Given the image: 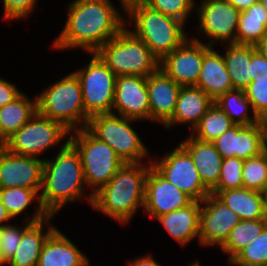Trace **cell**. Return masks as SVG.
<instances>
[{"mask_svg":"<svg viewBox=\"0 0 267 266\" xmlns=\"http://www.w3.org/2000/svg\"><path fill=\"white\" fill-rule=\"evenodd\" d=\"M190 38L159 63V68L181 86L197 84L203 62V43Z\"/></svg>","mask_w":267,"mask_h":266,"instance_id":"cell-16","label":"cell"},{"mask_svg":"<svg viewBox=\"0 0 267 266\" xmlns=\"http://www.w3.org/2000/svg\"><path fill=\"white\" fill-rule=\"evenodd\" d=\"M259 1L263 5V7L266 9V13H267V0H259Z\"/></svg>","mask_w":267,"mask_h":266,"instance_id":"cell-52","label":"cell"},{"mask_svg":"<svg viewBox=\"0 0 267 266\" xmlns=\"http://www.w3.org/2000/svg\"><path fill=\"white\" fill-rule=\"evenodd\" d=\"M43 167V157L16 155L0 146V189L24 187L40 193Z\"/></svg>","mask_w":267,"mask_h":266,"instance_id":"cell-14","label":"cell"},{"mask_svg":"<svg viewBox=\"0 0 267 266\" xmlns=\"http://www.w3.org/2000/svg\"><path fill=\"white\" fill-rule=\"evenodd\" d=\"M125 14V26L129 25L128 29L149 47L159 61L190 37L183 22L151 9L141 0L127 2Z\"/></svg>","mask_w":267,"mask_h":266,"instance_id":"cell-4","label":"cell"},{"mask_svg":"<svg viewBox=\"0 0 267 266\" xmlns=\"http://www.w3.org/2000/svg\"><path fill=\"white\" fill-rule=\"evenodd\" d=\"M95 53L116 76L148 77L159 69L160 61L127 26Z\"/></svg>","mask_w":267,"mask_h":266,"instance_id":"cell-6","label":"cell"},{"mask_svg":"<svg viewBox=\"0 0 267 266\" xmlns=\"http://www.w3.org/2000/svg\"><path fill=\"white\" fill-rule=\"evenodd\" d=\"M262 128L263 150L267 152V120H259Z\"/></svg>","mask_w":267,"mask_h":266,"instance_id":"cell-47","label":"cell"},{"mask_svg":"<svg viewBox=\"0 0 267 266\" xmlns=\"http://www.w3.org/2000/svg\"><path fill=\"white\" fill-rule=\"evenodd\" d=\"M69 143L79 153L85 183L93 195L105 186L124 164L110 145L100 141L87 128L70 132Z\"/></svg>","mask_w":267,"mask_h":266,"instance_id":"cell-7","label":"cell"},{"mask_svg":"<svg viewBox=\"0 0 267 266\" xmlns=\"http://www.w3.org/2000/svg\"><path fill=\"white\" fill-rule=\"evenodd\" d=\"M213 103L214 101L197 86H182L175 111L163 126L169 131L176 125L187 124L192 132Z\"/></svg>","mask_w":267,"mask_h":266,"instance_id":"cell-20","label":"cell"},{"mask_svg":"<svg viewBox=\"0 0 267 266\" xmlns=\"http://www.w3.org/2000/svg\"><path fill=\"white\" fill-rule=\"evenodd\" d=\"M267 37V13L260 1L240 12L236 44L258 45Z\"/></svg>","mask_w":267,"mask_h":266,"instance_id":"cell-28","label":"cell"},{"mask_svg":"<svg viewBox=\"0 0 267 266\" xmlns=\"http://www.w3.org/2000/svg\"><path fill=\"white\" fill-rule=\"evenodd\" d=\"M119 1V3H120V9H122L121 11L122 12H125V4L127 3V2H130V1H133V0H118Z\"/></svg>","mask_w":267,"mask_h":266,"instance_id":"cell-49","label":"cell"},{"mask_svg":"<svg viewBox=\"0 0 267 266\" xmlns=\"http://www.w3.org/2000/svg\"><path fill=\"white\" fill-rule=\"evenodd\" d=\"M235 124L253 125L259 122L245 90L233 89L214 101ZM250 113V114H249Z\"/></svg>","mask_w":267,"mask_h":266,"instance_id":"cell-30","label":"cell"},{"mask_svg":"<svg viewBox=\"0 0 267 266\" xmlns=\"http://www.w3.org/2000/svg\"><path fill=\"white\" fill-rule=\"evenodd\" d=\"M10 221L12 222V219L7 213L5 206L0 201V227L11 223Z\"/></svg>","mask_w":267,"mask_h":266,"instance_id":"cell-46","label":"cell"},{"mask_svg":"<svg viewBox=\"0 0 267 266\" xmlns=\"http://www.w3.org/2000/svg\"><path fill=\"white\" fill-rule=\"evenodd\" d=\"M153 10L188 24L190 15L196 9V0H141ZM187 22V23H186Z\"/></svg>","mask_w":267,"mask_h":266,"instance_id":"cell-37","label":"cell"},{"mask_svg":"<svg viewBox=\"0 0 267 266\" xmlns=\"http://www.w3.org/2000/svg\"><path fill=\"white\" fill-rule=\"evenodd\" d=\"M112 114L138 121H150L147 77H116Z\"/></svg>","mask_w":267,"mask_h":266,"instance_id":"cell-15","label":"cell"},{"mask_svg":"<svg viewBox=\"0 0 267 266\" xmlns=\"http://www.w3.org/2000/svg\"><path fill=\"white\" fill-rule=\"evenodd\" d=\"M37 112V98L22 92L16 99L0 108V146L24 126Z\"/></svg>","mask_w":267,"mask_h":266,"instance_id":"cell-26","label":"cell"},{"mask_svg":"<svg viewBox=\"0 0 267 266\" xmlns=\"http://www.w3.org/2000/svg\"><path fill=\"white\" fill-rule=\"evenodd\" d=\"M234 125L235 123L230 117L217 104L213 103L190 133L200 141L212 143Z\"/></svg>","mask_w":267,"mask_h":266,"instance_id":"cell-31","label":"cell"},{"mask_svg":"<svg viewBox=\"0 0 267 266\" xmlns=\"http://www.w3.org/2000/svg\"><path fill=\"white\" fill-rule=\"evenodd\" d=\"M155 158V159H154ZM151 166L193 201H202L211 191L203 184L190 154L180 145L164 156L151 157Z\"/></svg>","mask_w":267,"mask_h":266,"instance_id":"cell-12","label":"cell"},{"mask_svg":"<svg viewBox=\"0 0 267 266\" xmlns=\"http://www.w3.org/2000/svg\"><path fill=\"white\" fill-rule=\"evenodd\" d=\"M216 47L203 43V62L195 85L202 89L213 101L233 90L223 54L215 49Z\"/></svg>","mask_w":267,"mask_h":266,"instance_id":"cell-19","label":"cell"},{"mask_svg":"<svg viewBox=\"0 0 267 266\" xmlns=\"http://www.w3.org/2000/svg\"><path fill=\"white\" fill-rule=\"evenodd\" d=\"M128 266H162L151 254L135 257V259L128 260Z\"/></svg>","mask_w":267,"mask_h":266,"instance_id":"cell-44","label":"cell"},{"mask_svg":"<svg viewBox=\"0 0 267 266\" xmlns=\"http://www.w3.org/2000/svg\"><path fill=\"white\" fill-rule=\"evenodd\" d=\"M0 201L12 220L22 216L33 203L37 202V207H42L40 193L35 189L24 187L0 189Z\"/></svg>","mask_w":267,"mask_h":266,"instance_id":"cell-33","label":"cell"},{"mask_svg":"<svg viewBox=\"0 0 267 266\" xmlns=\"http://www.w3.org/2000/svg\"><path fill=\"white\" fill-rule=\"evenodd\" d=\"M262 128L260 123L244 125L238 131V158L247 160L263 153Z\"/></svg>","mask_w":267,"mask_h":266,"instance_id":"cell-36","label":"cell"},{"mask_svg":"<svg viewBox=\"0 0 267 266\" xmlns=\"http://www.w3.org/2000/svg\"><path fill=\"white\" fill-rule=\"evenodd\" d=\"M257 49L265 56V58L267 59V37L260 42L257 45Z\"/></svg>","mask_w":267,"mask_h":266,"instance_id":"cell-48","label":"cell"},{"mask_svg":"<svg viewBox=\"0 0 267 266\" xmlns=\"http://www.w3.org/2000/svg\"><path fill=\"white\" fill-rule=\"evenodd\" d=\"M222 203L234 211L241 220L267 219L264 195L245 187L225 191H211Z\"/></svg>","mask_w":267,"mask_h":266,"instance_id":"cell-25","label":"cell"},{"mask_svg":"<svg viewBox=\"0 0 267 266\" xmlns=\"http://www.w3.org/2000/svg\"><path fill=\"white\" fill-rule=\"evenodd\" d=\"M240 221L234 211L210 193L201 201L199 244L220 248Z\"/></svg>","mask_w":267,"mask_h":266,"instance_id":"cell-13","label":"cell"},{"mask_svg":"<svg viewBox=\"0 0 267 266\" xmlns=\"http://www.w3.org/2000/svg\"><path fill=\"white\" fill-rule=\"evenodd\" d=\"M137 121L112 113L98 114L89 118L86 128L110 145L124 163L150 162V151L131 125Z\"/></svg>","mask_w":267,"mask_h":266,"instance_id":"cell-8","label":"cell"},{"mask_svg":"<svg viewBox=\"0 0 267 266\" xmlns=\"http://www.w3.org/2000/svg\"><path fill=\"white\" fill-rule=\"evenodd\" d=\"M1 2L3 3L2 19L11 22L28 19L30 14L35 11L39 0H2Z\"/></svg>","mask_w":267,"mask_h":266,"instance_id":"cell-40","label":"cell"},{"mask_svg":"<svg viewBox=\"0 0 267 266\" xmlns=\"http://www.w3.org/2000/svg\"><path fill=\"white\" fill-rule=\"evenodd\" d=\"M192 201L187 194L150 166L145 182V202L142 209L146 215L155 220L160 215L186 207Z\"/></svg>","mask_w":267,"mask_h":266,"instance_id":"cell-17","label":"cell"},{"mask_svg":"<svg viewBox=\"0 0 267 266\" xmlns=\"http://www.w3.org/2000/svg\"><path fill=\"white\" fill-rule=\"evenodd\" d=\"M245 94L257 117H264L267 114V80L251 81Z\"/></svg>","mask_w":267,"mask_h":266,"instance_id":"cell-39","label":"cell"},{"mask_svg":"<svg viewBox=\"0 0 267 266\" xmlns=\"http://www.w3.org/2000/svg\"><path fill=\"white\" fill-rule=\"evenodd\" d=\"M223 48L233 89L245 90L252 81L251 55L257 50V46L231 43L224 44Z\"/></svg>","mask_w":267,"mask_h":266,"instance_id":"cell-27","label":"cell"},{"mask_svg":"<svg viewBox=\"0 0 267 266\" xmlns=\"http://www.w3.org/2000/svg\"><path fill=\"white\" fill-rule=\"evenodd\" d=\"M226 1L232 4L240 12H242L250 8L253 4L258 2L259 0H226Z\"/></svg>","mask_w":267,"mask_h":266,"instance_id":"cell-45","label":"cell"},{"mask_svg":"<svg viewBox=\"0 0 267 266\" xmlns=\"http://www.w3.org/2000/svg\"><path fill=\"white\" fill-rule=\"evenodd\" d=\"M5 266L6 264L4 263L2 256H1V252H0V266Z\"/></svg>","mask_w":267,"mask_h":266,"instance_id":"cell-53","label":"cell"},{"mask_svg":"<svg viewBox=\"0 0 267 266\" xmlns=\"http://www.w3.org/2000/svg\"><path fill=\"white\" fill-rule=\"evenodd\" d=\"M243 126L235 124L212 142L223 159L238 158V131Z\"/></svg>","mask_w":267,"mask_h":266,"instance_id":"cell-41","label":"cell"},{"mask_svg":"<svg viewBox=\"0 0 267 266\" xmlns=\"http://www.w3.org/2000/svg\"><path fill=\"white\" fill-rule=\"evenodd\" d=\"M32 215V216H31ZM30 217L25 215L24 226L19 224H5L0 227V252L2 259L7 264L13 257L21 241L23 232L32 224L44 220L49 215L43 207H37ZM17 225V226H16Z\"/></svg>","mask_w":267,"mask_h":266,"instance_id":"cell-32","label":"cell"},{"mask_svg":"<svg viewBox=\"0 0 267 266\" xmlns=\"http://www.w3.org/2000/svg\"><path fill=\"white\" fill-rule=\"evenodd\" d=\"M251 78L267 80V59L258 49L251 55Z\"/></svg>","mask_w":267,"mask_h":266,"instance_id":"cell-42","label":"cell"},{"mask_svg":"<svg viewBox=\"0 0 267 266\" xmlns=\"http://www.w3.org/2000/svg\"><path fill=\"white\" fill-rule=\"evenodd\" d=\"M267 266V226L262 233L243 248L228 266Z\"/></svg>","mask_w":267,"mask_h":266,"instance_id":"cell-34","label":"cell"},{"mask_svg":"<svg viewBox=\"0 0 267 266\" xmlns=\"http://www.w3.org/2000/svg\"><path fill=\"white\" fill-rule=\"evenodd\" d=\"M112 0H72L62 31L51 47L56 51L82 49L96 52L125 27V12ZM58 49V50H57Z\"/></svg>","mask_w":267,"mask_h":266,"instance_id":"cell-1","label":"cell"},{"mask_svg":"<svg viewBox=\"0 0 267 266\" xmlns=\"http://www.w3.org/2000/svg\"><path fill=\"white\" fill-rule=\"evenodd\" d=\"M69 135L70 131L60 122L44 117L36 112L2 146L16 155L40 158L51 147L54 148L57 145V147L59 145L64 147L69 142Z\"/></svg>","mask_w":267,"mask_h":266,"instance_id":"cell-9","label":"cell"},{"mask_svg":"<svg viewBox=\"0 0 267 266\" xmlns=\"http://www.w3.org/2000/svg\"><path fill=\"white\" fill-rule=\"evenodd\" d=\"M243 165L244 160L236 157L223 159L219 181L211 191H225L244 187Z\"/></svg>","mask_w":267,"mask_h":266,"instance_id":"cell-38","label":"cell"},{"mask_svg":"<svg viewBox=\"0 0 267 266\" xmlns=\"http://www.w3.org/2000/svg\"><path fill=\"white\" fill-rule=\"evenodd\" d=\"M260 120H267V114L264 117L260 118Z\"/></svg>","mask_w":267,"mask_h":266,"instance_id":"cell-54","label":"cell"},{"mask_svg":"<svg viewBox=\"0 0 267 266\" xmlns=\"http://www.w3.org/2000/svg\"><path fill=\"white\" fill-rule=\"evenodd\" d=\"M196 13L199 26L198 33L202 34L209 41H201L197 36L192 39L199 42H206L208 46L214 44H236V31L240 11L226 0H200L196 2ZM206 35V36H205Z\"/></svg>","mask_w":267,"mask_h":266,"instance_id":"cell-11","label":"cell"},{"mask_svg":"<svg viewBox=\"0 0 267 266\" xmlns=\"http://www.w3.org/2000/svg\"><path fill=\"white\" fill-rule=\"evenodd\" d=\"M89 258L58 228L47 238L37 266H87Z\"/></svg>","mask_w":267,"mask_h":266,"instance_id":"cell-23","label":"cell"},{"mask_svg":"<svg viewBox=\"0 0 267 266\" xmlns=\"http://www.w3.org/2000/svg\"><path fill=\"white\" fill-rule=\"evenodd\" d=\"M267 226V219L241 220L231 231L226 242L219 248L227 255V264Z\"/></svg>","mask_w":267,"mask_h":266,"instance_id":"cell-29","label":"cell"},{"mask_svg":"<svg viewBox=\"0 0 267 266\" xmlns=\"http://www.w3.org/2000/svg\"><path fill=\"white\" fill-rule=\"evenodd\" d=\"M54 217L48 216L32 223L23 232L18 248L7 266H37L45 241L57 229V226L51 224Z\"/></svg>","mask_w":267,"mask_h":266,"instance_id":"cell-24","label":"cell"},{"mask_svg":"<svg viewBox=\"0 0 267 266\" xmlns=\"http://www.w3.org/2000/svg\"><path fill=\"white\" fill-rule=\"evenodd\" d=\"M151 162L124 163L111 180L93 196L92 209L121 225H128L144 208L145 182Z\"/></svg>","mask_w":267,"mask_h":266,"instance_id":"cell-3","label":"cell"},{"mask_svg":"<svg viewBox=\"0 0 267 266\" xmlns=\"http://www.w3.org/2000/svg\"><path fill=\"white\" fill-rule=\"evenodd\" d=\"M181 87L160 68L147 77L151 121L164 125L172 117Z\"/></svg>","mask_w":267,"mask_h":266,"instance_id":"cell-18","label":"cell"},{"mask_svg":"<svg viewBox=\"0 0 267 266\" xmlns=\"http://www.w3.org/2000/svg\"><path fill=\"white\" fill-rule=\"evenodd\" d=\"M86 188L79 153L69 142L60 147L54 157L44 158L40 200L49 216H57L70 202L72 204L85 196L87 204L92 206L94 195L84 192Z\"/></svg>","mask_w":267,"mask_h":266,"instance_id":"cell-2","label":"cell"},{"mask_svg":"<svg viewBox=\"0 0 267 266\" xmlns=\"http://www.w3.org/2000/svg\"><path fill=\"white\" fill-rule=\"evenodd\" d=\"M263 195H264V200H265L266 209H267V185L265 187V190L263 191Z\"/></svg>","mask_w":267,"mask_h":266,"instance_id":"cell-50","label":"cell"},{"mask_svg":"<svg viewBox=\"0 0 267 266\" xmlns=\"http://www.w3.org/2000/svg\"><path fill=\"white\" fill-rule=\"evenodd\" d=\"M21 93L14 83L0 76V108L12 102Z\"/></svg>","mask_w":267,"mask_h":266,"instance_id":"cell-43","label":"cell"},{"mask_svg":"<svg viewBox=\"0 0 267 266\" xmlns=\"http://www.w3.org/2000/svg\"><path fill=\"white\" fill-rule=\"evenodd\" d=\"M37 112L60 122L70 132L87 127L81 84L73 72L38 92Z\"/></svg>","mask_w":267,"mask_h":266,"instance_id":"cell-5","label":"cell"},{"mask_svg":"<svg viewBox=\"0 0 267 266\" xmlns=\"http://www.w3.org/2000/svg\"><path fill=\"white\" fill-rule=\"evenodd\" d=\"M201 201H192L186 207L160 215L155 219L179 245L199 242Z\"/></svg>","mask_w":267,"mask_h":266,"instance_id":"cell-21","label":"cell"},{"mask_svg":"<svg viewBox=\"0 0 267 266\" xmlns=\"http://www.w3.org/2000/svg\"><path fill=\"white\" fill-rule=\"evenodd\" d=\"M242 175L245 188L263 193L267 185V152L244 160Z\"/></svg>","mask_w":267,"mask_h":266,"instance_id":"cell-35","label":"cell"},{"mask_svg":"<svg viewBox=\"0 0 267 266\" xmlns=\"http://www.w3.org/2000/svg\"><path fill=\"white\" fill-rule=\"evenodd\" d=\"M88 54V63L73 73L80 81L85 114L90 118L112 113L117 76L95 52Z\"/></svg>","mask_w":267,"mask_h":266,"instance_id":"cell-10","label":"cell"},{"mask_svg":"<svg viewBox=\"0 0 267 266\" xmlns=\"http://www.w3.org/2000/svg\"><path fill=\"white\" fill-rule=\"evenodd\" d=\"M179 144L190 154L203 184L211 191L219 181L223 162L214 144L200 141L191 134Z\"/></svg>","mask_w":267,"mask_h":266,"instance_id":"cell-22","label":"cell"},{"mask_svg":"<svg viewBox=\"0 0 267 266\" xmlns=\"http://www.w3.org/2000/svg\"><path fill=\"white\" fill-rule=\"evenodd\" d=\"M186 266H201L200 262L198 260L194 261V262H191L189 263L188 265Z\"/></svg>","mask_w":267,"mask_h":266,"instance_id":"cell-51","label":"cell"}]
</instances>
